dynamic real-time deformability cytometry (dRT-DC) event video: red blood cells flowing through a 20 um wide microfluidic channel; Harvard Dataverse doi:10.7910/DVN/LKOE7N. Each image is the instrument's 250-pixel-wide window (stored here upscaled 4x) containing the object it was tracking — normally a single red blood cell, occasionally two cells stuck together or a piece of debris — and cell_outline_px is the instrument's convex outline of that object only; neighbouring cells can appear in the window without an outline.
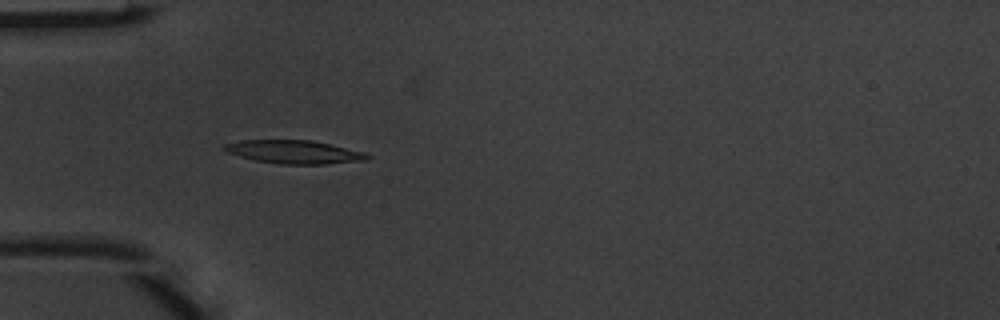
{"species": "common noctule bat (a hibernating species)", "species_latin": "Nyctalus noctula", "temperature_condition": "warm", "stored_images_in_passage": 4, "camera_frame_rate_fps": 3000, "um_per_image_px": 0.085, "animal": {"sex": "male", "body_mass_g": 20.1, "forearm_length_mm": 53.5}, "frame": {"image": 1, "passage_image": 3, "time_ms": 0.667, "image_size_px": [1000, 320], "cell_outline_px": [[372, 156], [364, 160], [324, 164], [280, 164], [256, 160], [240, 156], [228, 152], [220, 148], [224, 144], [240, 140], [312, 140], [364, 152]], "centroid_in_image_um": [24.97, 12.91], "position_along_channel_um": 60.0, "area_um2": 19.25}}
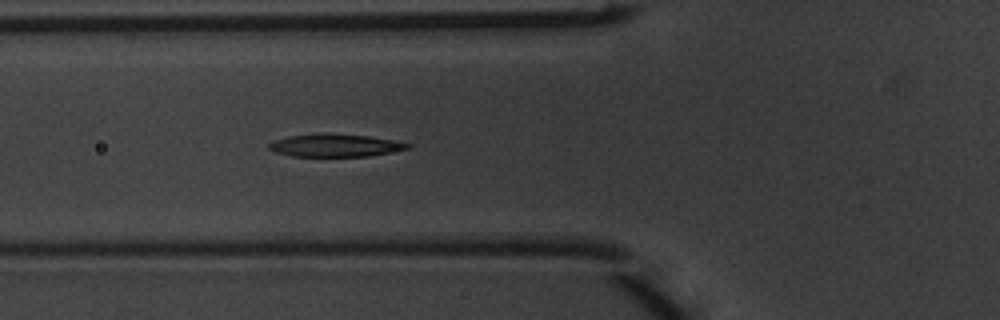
{"frame": {"image": 2, "passage_image": 4, "time_ms": 1.0, "image_size_px": [1000, 320], "cell_outline_px": [[412, 148], [368, 156], [292, 156], [276, 152], [268, 148], [268, 144], [272, 140], [288, 136], [320, 132], [324, 132], [368, 136], [396, 140], [412, 144]], "centroid_in_image_um": [28.49, 12.34], "position_along_channel_um": 97.3, "area_um2": 18.67}}